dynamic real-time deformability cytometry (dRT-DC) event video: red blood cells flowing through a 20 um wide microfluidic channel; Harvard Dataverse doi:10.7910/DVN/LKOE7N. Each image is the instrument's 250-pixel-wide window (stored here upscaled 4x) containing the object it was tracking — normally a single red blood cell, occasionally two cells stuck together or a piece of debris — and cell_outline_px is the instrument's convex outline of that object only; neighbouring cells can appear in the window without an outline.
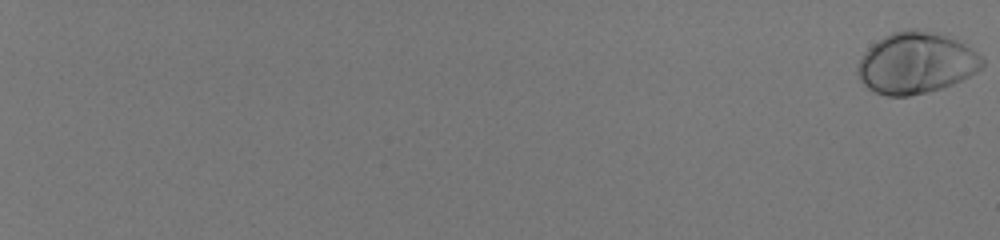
{"species": "human", "species_latin": "Homo sapiens", "temperature_condition": "room temperature", "stored_images_in_passage": 60, "camera_frame_rate_fps": 3000, "um_per_image_px": 0.085, "donor": {"sex": "male"}, "frame": {"image": 1, "passage_image": 1, "time_ms": 0.0, "image_size_px": [1000, 240], "cell_outline_px": [[984, 64], [976, 72], [952, 84], [940, 88], [908, 96], [888, 96], [876, 92], [868, 88], [860, 80], [856, 72], [856, 68], [864, 52], [872, 44], [884, 36], [892, 32], [908, 28], [916, 28], [932, 32], [956, 40], [964, 44], [976, 52], [984, 60]], "centroid_in_image_um": [77.83, 5.34], "position_along_channel_um": 7.2, "area_um2": 44.16}}
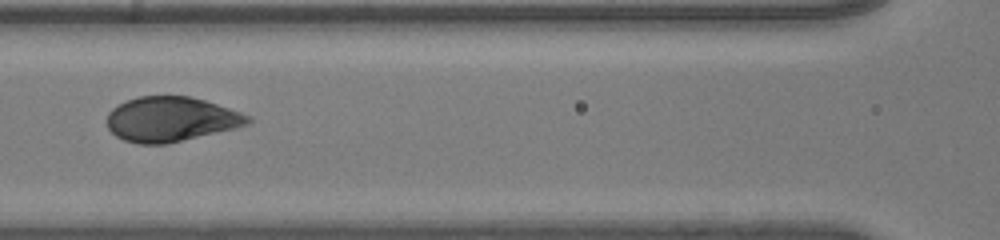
{"frame": {"image": 2, "passage_image": 35, "time_ms": 11.333, "image_size_px": [1000, 240], "cell_outline_px": [[252, 120], [248, 124], [236, 128], [168, 144], [140, 144], [124, 140], [116, 136], [108, 128], [108, 112], [112, 108], [128, 100], [140, 96], [188, 96], [204, 100], [252, 116]], "centroid_in_image_um": [14.55, 10.14], "position_along_channel_um": 152.1, "area_um2": 36.65}}
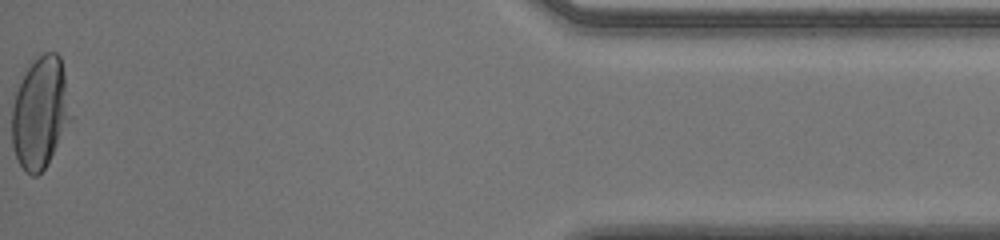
{"frame": {"image": 3, "passage_image": 60, "time_ms": 19.667, "image_size_px": [1000, 240], "cell_outline_px": [[72, 120], [44, 168], [36, 176], [32, 176], [24, 172], [16, 156], [12, 144], [12, 108], [16, 92], [28, 68], [44, 52], [56, 52], [60, 56], [64, 72], [72, 116]], "centroid_in_image_um": [3.43, 9.61], "position_along_channel_um": 431.8, "area_um2": 37.92}, "authors_computed_cell_mechanics": {"area_um2": 38.8416, "velocity_mm_per_s": 4.0103, "shape_relaxation_time_tau1_ms": 2.5471, "shape_relaxation_time_tau2_ms": null, "deformation_change_tau1": 0.1683, "deformation_change_tau2": null}}